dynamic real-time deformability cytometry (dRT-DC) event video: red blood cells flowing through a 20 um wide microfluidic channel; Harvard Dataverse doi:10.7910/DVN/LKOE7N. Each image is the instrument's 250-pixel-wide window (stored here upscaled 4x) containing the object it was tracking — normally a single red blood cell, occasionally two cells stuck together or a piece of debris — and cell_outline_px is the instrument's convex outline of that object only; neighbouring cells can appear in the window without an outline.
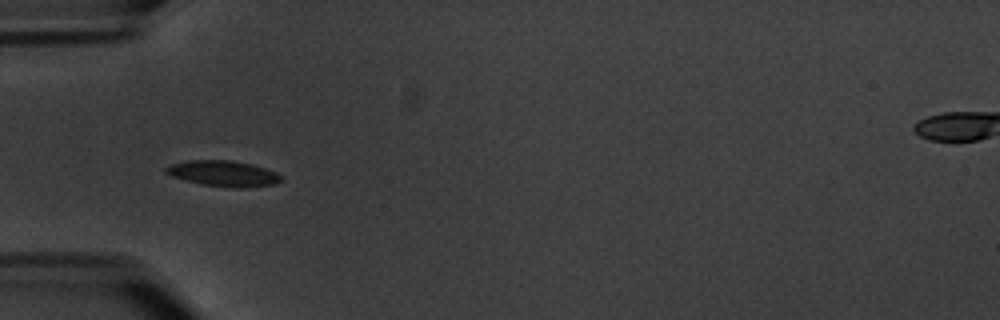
{"species": "common noctule bat (a hibernating species)", "species_latin": "Nyctalus noctula", "temperature_condition": "warm", "stored_images_in_passage": 6, "camera_frame_rate_fps": 3000, "um_per_image_px": 0.085, "animal": {"sex": "male", "body_mass_g": 20.1, "forearm_length_mm": 53.5}, "frame": {"image": 1, "passage_image": 5, "time_ms": 5.667, "image_size_px": [1000, 320], "cell_outline_px": [[284, 180], [276, 184], [236, 188], [232, 188], [200, 184], [172, 176], [164, 172], [164, 168], [168, 164], [188, 160], [232, 160], [252, 164], [276, 172]], "centroid_in_image_um": [18.96, 14.74], "position_along_channel_um": 66.0, "area_um2": 17.4}}